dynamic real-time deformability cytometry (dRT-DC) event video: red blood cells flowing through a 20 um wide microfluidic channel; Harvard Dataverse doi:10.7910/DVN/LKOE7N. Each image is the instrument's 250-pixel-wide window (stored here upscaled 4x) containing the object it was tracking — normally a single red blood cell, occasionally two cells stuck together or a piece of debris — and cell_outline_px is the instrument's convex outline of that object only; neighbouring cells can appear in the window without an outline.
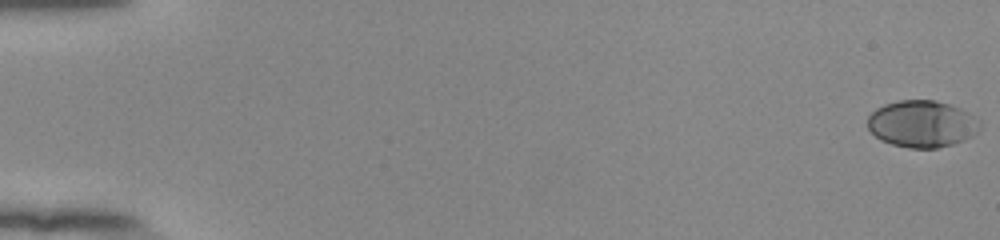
{"species": "human", "species_latin": "Homo sapiens", "temperature_condition": "room temperature", "stored_images_in_passage": 7, "camera_frame_rate_fps": 3000, "um_per_image_px": 0.085, "donor": {"sex": "female"}, "frame": {"image": 1, "passage_image": 1, "time_ms": 0.0, "image_size_px": [1000, 240], "cell_outline_px": [[980, 128], [972, 136], [964, 140], [952, 144], [936, 148], [908, 148], [892, 144], [880, 140], [868, 128], [868, 116], [876, 108], [884, 104], [900, 100], [936, 100], [960, 108], [968, 112], [980, 120]], "centroid_in_image_um": [78.37, 10.53], "position_along_channel_um": 6.6, "area_um2": 30.69}}